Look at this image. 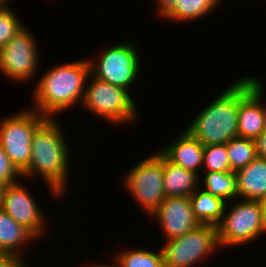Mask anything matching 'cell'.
Listing matches in <instances>:
<instances>
[{
	"instance_id": "obj_20",
	"label": "cell",
	"mask_w": 266,
	"mask_h": 267,
	"mask_svg": "<svg viewBox=\"0 0 266 267\" xmlns=\"http://www.w3.org/2000/svg\"><path fill=\"white\" fill-rule=\"evenodd\" d=\"M199 187L227 203L237 199L235 172H202Z\"/></svg>"
},
{
	"instance_id": "obj_11",
	"label": "cell",
	"mask_w": 266,
	"mask_h": 267,
	"mask_svg": "<svg viewBox=\"0 0 266 267\" xmlns=\"http://www.w3.org/2000/svg\"><path fill=\"white\" fill-rule=\"evenodd\" d=\"M22 180L5 187L2 210L28 229L38 240H42L48 234L50 222L48 223V216L44 214V210L42 211L40 203L34 199L35 193H32L30 187L25 186Z\"/></svg>"
},
{
	"instance_id": "obj_26",
	"label": "cell",
	"mask_w": 266,
	"mask_h": 267,
	"mask_svg": "<svg viewBox=\"0 0 266 267\" xmlns=\"http://www.w3.org/2000/svg\"><path fill=\"white\" fill-rule=\"evenodd\" d=\"M27 261L19 256L0 252V267H24L28 263Z\"/></svg>"
},
{
	"instance_id": "obj_10",
	"label": "cell",
	"mask_w": 266,
	"mask_h": 267,
	"mask_svg": "<svg viewBox=\"0 0 266 267\" xmlns=\"http://www.w3.org/2000/svg\"><path fill=\"white\" fill-rule=\"evenodd\" d=\"M26 25L0 48V73L12 83H27L39 78V40Z\"/></svg>"
},
{
	"instance_id": "obj_13",
	"label": "cell",
	"mask_w": 266,
	"mask_h": 267,
	"mask_svg": "<svg viewBox=\"0 0 266 267\" xmlns=\"http://www.w3.org/2000/svg\"><path fill=\"white\" fill-rule=\"evenodd\" d=\"M150 219L160 225L159 231L165 241L178 238L200 225L190 197H165Z\"/></svg>"
},
{
	"instance_id": "obj_6",
	"label": "cell",
	"mask_w": 266,
	"mask_h": 267,
	"mask_svg": "<svg viewBox=\"0 0 266 267\" xmlns=\"http://www.w3.org/2000/svg\"><path fill=\"white\" fill-rule=\"evenodd\" d=\"M217 234L221 249L256 244L261 236H265L261 200L237 198L228 202L222 220L217 225Z\"/></svg>"
},
{
	"instance_id": "obj_14",
	"label": "cell",
	"mask_w": 266,
	"mask_h": 267,
	"mask_svg": "<svg viewBox=\"0 0 266 267\" xmlns=\"http://www.w3.org/2000/svg\"><path fill=\"white\" fill-rule=\"evenodd\" d=\"M174 139L158 151L169 162L184 169L194 171L200 176L203 166L204 146L185 128Z\"/></svg>"
},
{
	"instance_id": "obj_23",
	"label": "cell",
	"mask_w": 266,
	"mask_h": 267,
	"mask_svg": "<svg viewBox=\"0 0 266 267\" xmlns=\"http://www.w3.org/2000/svg\"><path fill=\"white\" fill-rule=\"evenodd\" d=\"M202 172H233L226 144L204 146Z\"/></svg>"
},
{
	"instance_id": "obj_27",
	"label": "cell",
	"mask_w": 266,
	"mask_h": 267,
	"mask_svg": "<svg viewBox=\"0 0 266 267\" xmlns=\"http://www.w3.org/2000/svg\"><path fill=\"white\" fill-rule=\"evenodd\" d=\"M153 2V6L155 4L154 14H156L154 16H157L162 20L174 8L177 0H153Z\"/></svg>"
},
{
	"instance_id": "obj_29",
	"label": "cell",
	"mask_w": 266,
	"mask_h": 267,
	"mask_svg": "<svg viewBox=\"0 0 266 267\" xmlns=\"http://www.w3.org/2000/svg\"><path fill=\"white\" fill-rule=\"evenodd\" d=\"M262 205V227L264 234L266 235V197L261 200Z\"/></svg>"
},
{
	"instance_id": "obj_24",
	"label": "cell",
	"mask_w": 266,
	"mask_h": 267,
	"mask_svg": "<svg viewBox=\"0 0 266 267\" xmlns=\"http://www.w3.org/2000/svg\"><path fill=\"white\" fill-rule=\"evenodd\" d=\"M25 25L10 3L0 7V48L4 47Z\"/></svg>"
},
{
	"instance_id": "obj_32",
	"label": "cell",
	"mask_w": 266,
	"mask_h": 267,
	"mask_svg": "<svg viewBox=\"0 0 266 267\" xmlns=\"http://www.w3.org/2000/svg\"><path fill=\"white\" fill-rule=\"evenodd\" d=\"M14 0H0V7L5 6L9 3H11Z\"/></svg>"
},
{
	"instance_id": "obj_22",
	"label": "cell",
	"mask_w": 266,
	"mask_h": 267,
	"mask_svg": "<svg viewBox=\"0 0 266 267\" xmlns=\"http://www.w3.org/2000/svg\"><path fill=\"white\" fill-rule=\"evenodd\" d=\"M228 159L233 172L249 165L258 156L255 141L243 137H235L226 144Z\"/></svg>"
},
{
	"instance_id": "obj_2",
	"label": "cell",
	"mask_w": 266,
	"mask_h": 267,
	"mask_svg": "<svg viewBox=\"0 0 266 267\" xmlns=\"http://www.w3.org/2000/svg\"><path fill=\"white\" fill-rule=\"evenodd\" d=\"M40 75L31 92L33 107L30 109L50 118H58L76 106L80 110L90 75L87 57L56 64Z\"/></svg>"
},
{
	"instance_id": "obj_25",
	"label": "cell",
	"mask_w": 266,
	"mask_h": 267,
	"mask_svg": "<svg viewBox=\"0 0 266 267\" xmlns=\"http://www.w3.org/2000/svg\"><path fill=\"white\" fill-rule=\"evenodd\" d=\"M20 179H23L22 174L12 164L0 145V183L7 186L19 182Z\"/></svg>"
},
{
	"instance_id": "obj_8",
	"label": "cell",
	"mask_w": 266,
	"mask_h": 267,
	"mask_svg": "<svg viewBox=\"0 0 266 267\" xmlns=\"http://www.w3.org/2000/svg\"><path fill=\"white\" fill-rule=\"evenodd\" d=\"M163 242L160 249L165 267H196L206 261L210 263L211 257L221 250L217 226L210 224H200L178 238Z\"/></svg>"
},
{
	"instance_id": "obj_33",
	"label": "cell",
	"mask_w": 266,
	"mask_h": 267,
	"mask_svg": "<svg viewBox=\"0 0 266 267\" xmlns=\"http://www.w3.org/2000/svg\"><path fill=\"white\" fill-rule=\"evenodd\" d=\"M24 267H31V265H29V263H27Z\"/></svg>"
},
{
	"instance_id": "obj_21",
	"label": "cell",
	"mask_w": 266,
	"mask_h": 267,
	"mask_svg": "<svg viewBox=\"0 0 266 267\" xmlns=\"http://www.w3.org/2000/svg\"><path fill=\"white\" fill-rule=\"evenodd\" d=\"M112 255L117 267H165L161 249L126 248ZM130 248V249H129Z\"/></svg>"
},
{
	"instance_id": "obj_19",
	"label": "cell",
	"mask_w": 266,
	"mask_h": 267,
	"mask_svg": "<svg viewBox=\"0 0 266 267\" xmlns=\"http://www.w3.org/2000/svg\"><path fill=\"white\" fill-rule=\"evenodd\" d=\"M190 200L194 216L200 224L217 226L221 222L227 204L223 199L199 187L190 196Z\"/></svg>"
},
{
	"instance_id": "obj_4",
	"label": "cell",
	"mask_w": 266,
	"mask_h": 267,
	"mask_svg": "<svg viewBox=\"0 0 266 267\" xmlns=\"http://www.w3.org/2000/svg\"><path fill=\"white\" fill-rule=\"evenodd\" d=\"M132 96L134 97L128 90L96 79L90 74L80 108L98 116L101 121H108L113 127L131 126L140 118L136 97Z\"/></svg>"
},
{
	"instance_id": "obj_18",
	"label": "cell",
	"mask_w": 266,
	"mask_h": 267,
	"mask_svg": "<svg viewBox=\"0 0 266 267\" xmlns=\"http://www.w3.org/2000/svg\"><path fill=\"white\" fill-rule=\"evenodd\" d=\"M224 0H177L174 8L162 19L166 22L186 23L206 19L213 14ZM186 21V22H185Z\"/></svg>"
},
{
	"instance_id": "obj_5",
	"label": "cell",
	"mask_w": 266,
	"mask_h": 267,
	"mask_svg": "<svg viewBox=\"0 0 266 267\" xmlns=\"http://www.w3.org/2000/svg\"><path fill=\"white\" fill-rule=\"evenodd\" d=\"M138 47L140 46L135 40L123 39V41L104 47L95 59L87 56L90 74L96 79L133 93L131 89H134V84L139 80L141 69H143L142 57L139 54L141 49Z\"/></svg>"
},
{
	"instance_id": "obj_15",
	"label": "cell",
	"mask_w": 266,
	"mask_h": 267,
	"mask_svg": "<svg viewBox=\"0 0 266 267\" xmlns=\"http://www.w3.org/2000/svg\"><path fill=\"white\" fill-rule=\"evenodd\" d=\"M235 174L238 199L262 200L266 197V159L257 157Z\"/></svg>"
},
{
	"instance_id": "obj_17",
	"label": "cell",
	"mask_w": 266,
	"mask_h": 267,
	"mask_svg": "<svg viewBox=\"0 0 266 267\" xmlns=\"http://www.w3.org/2000/svg\"><path fill=\"white\" fill-rule=\"evenodd\" d=\"M200 176L169 162L163 156V187L166 197H190L199 188Z\"/></svg>"
},
{
	"instance_id": "obj_31",
	"label": "cell",
	"mask_w": 266,
	"mask_h": 267,
	"mask_svg": "<svg viewBox=\"0 0 266 267\" xmlns=\"http://www.w3.org/2000/svg\"><path fill=\"white\" fill-rule=\"evenodd\" d=\"M5 185L0 183V209H2V205H3V195H4V189H5Z\"/></svg>"
},
{
	"instance_id": "obj_7",
	"label": "cell",
	"mask_w": 266,
	"mask_h": 267,
	"mask_svg": "<svg viewBox=\"0 0 266 267\" xmlns=\"http://www.w3.org/2000/svg\"><path fill=\"white\" fill-rule=\"evenodd\" d=\"M140 159L130 170L124 172L121 184L139 209L145 212V217H150L166 197L163 187V155L155 150L148 157Z\"/></svg>"
},
{
	"instance_id": "obj_9",
	"label": "cell",
	"mask_w": 266,
	"mask_h": 267,
	"mask_svg": "<svg viewBox=\"0 0 266 267\" xmlns=\"http://www.w3.org/2000/svg\"><path fill=\"white\" fill-rule=\"evenodd\" d=\"M47 118L26 107L0 120V145L21 174L30 163L34 133Z\"/></svg>"
},
{
	"instance_id": "obj_12",
	"label": "cell",
	"mask_w": 266,
	"mask_h": 267,
	"mask_svg": "<svg viewBox=\"0 0 266 267\" xmlns=\"http://www.w3.org/2000/svg\"><path fill=\"white\" fill-rule=\"evenodd\" d=\"M263 85L252 75L239 78L238 137L255 140L266 128Z\"/></svg>"
},
{
	"instance_id": "obj_1",
	"label": "cell",
	"mask_w": 266,
	"mask_h": 267,
	"mask_svg": "<svg viewBox=\"0 0 266 267\" xmlns=\"http://www.w3.org/2000/svg\"><path fill=\"white\" fill-rule=\"evenodd\" d=\"M59 120V117H48L36 129L31 143L30 163L22 173L25 183L41 178L53 200L66 197L72 165L71 145L66 138L68 134L64 132L63 123Z\"/></svg>"
},
{
	"instance_id": "obj_28",
	"label": "cell",
	"mask_w": 266,
	"mask_h": 267,
	"mask_svg": "<svg viewBox=\"0 0 266 267\" xmlns=\"http://www.w3.org/2000/svg\"><path fill=\"white\" fill-rule=\"evenodd\" d=\"M254 141L257 156L266 159V128Z\"/></svg>"
},
{
	"instance_id": "obj_3",
	"label": "cell",
	"mask_w": 266,
	"mask_h": 267,
	"mask_svg": "<svg viewBox=\"0 0 266 267\" xmlns=\"http://www.w3.org/2000/svg\"><path fill=\"white\" fill-rule=\"evenodd\" d=\"M229 84L185 128L203 146L227 144L238 136L239 78Z\"/></svg>"
},
{
	"instance_id": "obj_30",
	"label": "cell",
	"mask_w": 266,
	"mask_h": 267,
	"mask_svg": "<svg viewBox=\"0 0 266 267\" xmlns=\"http://www.w3.org/2000/svg\"><path fill=\"white\" fill-rule=\"evenodd\" d=\"M103 263H104V261L101 263H97V262L93 263L92 262V264L90 263V265L89 266L86 265V267H117L113 261L108 263V264H106V263L103 264Z\"/></svg>"
},
{
	"instance_id": "obj_16",
	"label": "cell",
	"mask_w": 266,
	"mask_h": 267,
	"mask_svg": "<svg viewBox=\"0 0 266 267\" xmlns=\"http://www.w3.org/2000/svg\"><path fill=\"white\" fill-rule=\"evenodd\" d=\"M36 241L39 240L28 229L0 209V252H7L26 259L25 248L27 249L29 243H36Z\"/></svg>"
}]
</instances>
